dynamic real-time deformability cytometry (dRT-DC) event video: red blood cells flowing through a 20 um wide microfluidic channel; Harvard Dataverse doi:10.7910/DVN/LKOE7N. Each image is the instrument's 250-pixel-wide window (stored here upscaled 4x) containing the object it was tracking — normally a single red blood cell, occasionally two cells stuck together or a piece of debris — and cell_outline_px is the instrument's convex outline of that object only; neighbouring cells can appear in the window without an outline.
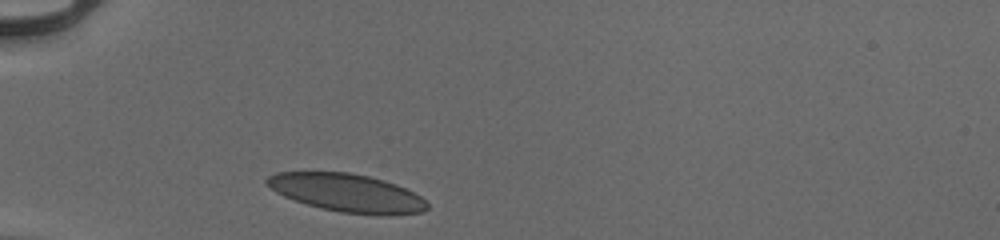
{"species": "human", "species_latin": "Homo sapiens", "temperature_condition": "cold", "stored_images_in_passage": 29, "camera_frame_rate_fps": 3000, "um_per_image_px": 0.085, "donor": {"sex": "male"}, "frame": {"image": 1, "passage_image": 1, "time_ms": 0.0, "image_size_px": [1000, 240], "cell_outline_px": [[428, 208], [424, 212], [388, 216], [340, 212], [320, 208], [284, 196], [276, 192], [264, 184], [264, 180], [268, 176], [276, 172], [348, 172], [368, 176], [384, 180], [396, 184], [420, 196], [428, 204]], "centroid_in_image_um": [29.49, 16.4], "position_along_channel_um": 55.5, "area_um2": 35.66}}
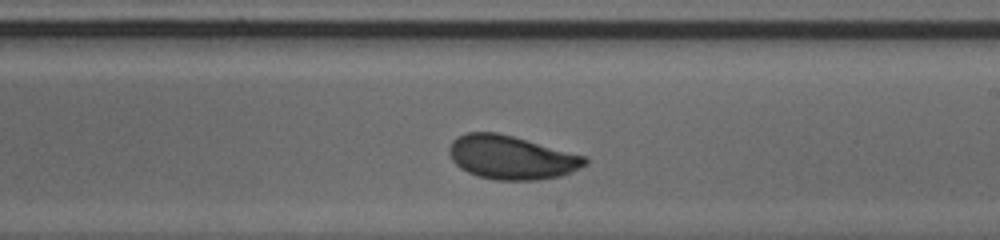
{"frame": {"image": 2, "passage_image": 17, "time_ms": 5.333, "image_size_px": [1000, 240], "cell_outline_px": [[588, 164], [580, 168], [560, 176], [536, 180], [496, 180], [476, 176], [460, 168], [452, 160], [448, 152], [448, 148], [452, 140], [468, 132], [496, 132], [512, 136], [584, 156], [588, 160]], "centroid_in_image_um": [43.43, 13.39], "position_along_channel_um": 245.6, "area_um2": 34.33}}
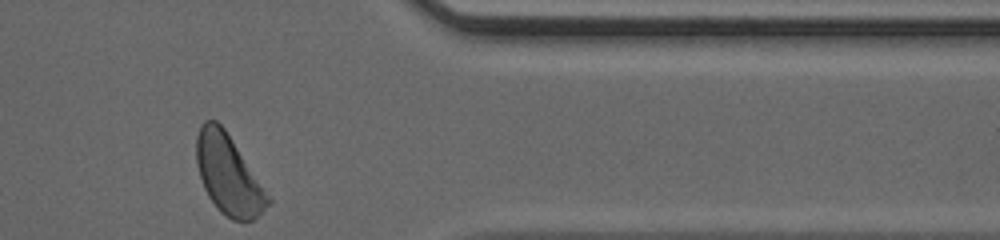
{"frame": {"image": 3, "passage_image": 29, "time_ms": 9.333, "image_size_px": [1000, 240], "cell_outline_px": [[272, 204], [252, 220], [232, 220], [220, 212], [216, 208], [208, 196], [204, 188], [196, 164], [196, 136], [200, 124], [204, 120], [216, 120], [224, 128], [272, 200]], "centroid_in_image_um": [19.39, 14.86], "position_along_channel_um": 392.0, "area_um2": 32.89}, "authors_computed_cell_mechanics": {"area_um2": 34.391, "velocity_mm_per_s": 3.9297, "shape_relaxation_time_tau1_ms": 3.7372, "shape_relaxation_time_tau2_ms": 1.8647, "deformation_change_tau1": 0.1401, "deformation_change_tau2": 0.0594}}